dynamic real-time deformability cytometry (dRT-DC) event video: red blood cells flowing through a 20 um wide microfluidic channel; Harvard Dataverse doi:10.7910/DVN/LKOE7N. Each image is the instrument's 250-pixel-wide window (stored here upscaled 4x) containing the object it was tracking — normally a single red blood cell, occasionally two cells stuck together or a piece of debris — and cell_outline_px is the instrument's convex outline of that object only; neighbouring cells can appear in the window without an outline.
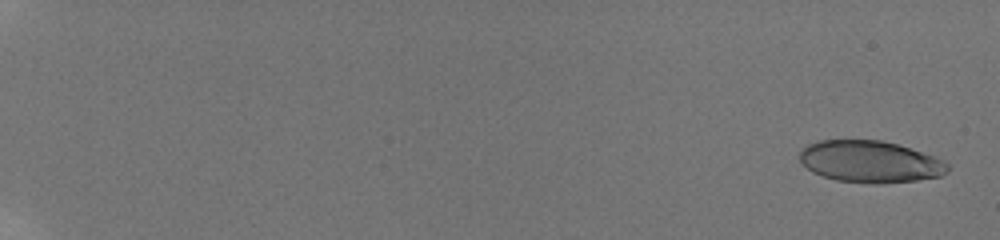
{"species": "human", "species_latin": "Homo sapiens", "temperature_condition": "room temperature", "stored_images_in_passage": 64, "camera_frame_rate_fps": 3000, "um_per_image_px": 0.085, "donor": {"sex": "male"}, "frame": {"image": 1, "passage_image": 3, "time_ms": 0.333, "image_size_px": [1000, 240], "cell_outline_px": [[948, 172], [940, 176], [916, 180], [876, 184], [868, 184], [836, 180], [812, 172], [800, 160], [800, 148], [816, 140], [884, 140], [900, 144], [944, 160], [948, 164]], "centroid_in_image_um": [73.95, 13.73], "position_along_channel_um": 11.0, "area_um2": 36.3}}
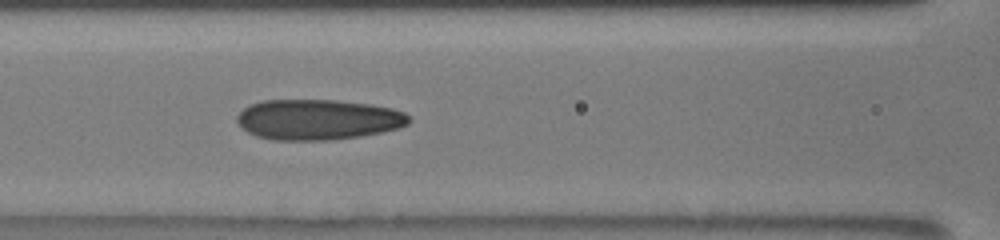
{"frame": {"image": 2, "passage_image": 35, "time_ms": 9.667, "image_size_px": [1000, 240], "cell_outline_px": [[412, 120], [408, 124], [400, 128], [360, 136], [332, 140], [272, 140], [256, 136], [248, 132], [236, 120], [236, 116], [248, 104], [260, 100], [336, 100], [368, 104], [392, 108], [404, 112]], "centroid_in_image_um": [27.02, 10.16], "position_along_channel_um": 139.6, "area_um2": 40.69}}
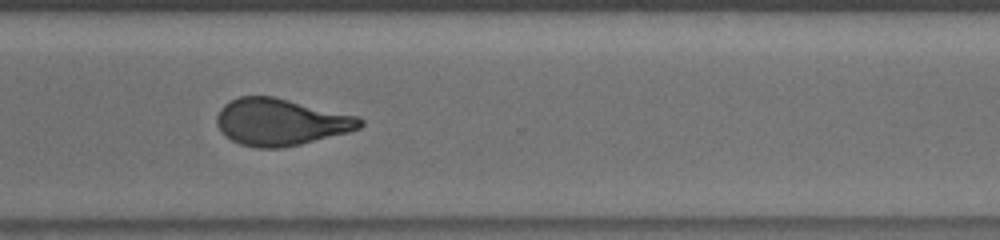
{"frame": {"image": 3, "passage_image": 54, "time_ms": 15.0, "image_size_px": [1000, 240], "cell_outline_px": [[364, 124], [360, 128], [348, 132], [300, 144], [280, 148], [256, 148], [240, 144], [224, 136], [216, 124], [216, 116], [220, 108], [224, 104], [240, 96], [272, 96], [356, 116], [364, 120]], "centroid_in_image_um": [23.82, 10.38], "position_along_channel_um": 346.8, "area_um2": 38.9}, "authors_computed_cell_mechanics": {"area_um2": 38.8416, "velocity_mm_per_s": 3.8975, "shape_relaxation_time_tau1_ms": 6.041, "shape_relaxation_time_tau2_ms": 1.2542, "deformation_change_tau1": 0.1967, "deformation_change_tau2": 0.0884}}